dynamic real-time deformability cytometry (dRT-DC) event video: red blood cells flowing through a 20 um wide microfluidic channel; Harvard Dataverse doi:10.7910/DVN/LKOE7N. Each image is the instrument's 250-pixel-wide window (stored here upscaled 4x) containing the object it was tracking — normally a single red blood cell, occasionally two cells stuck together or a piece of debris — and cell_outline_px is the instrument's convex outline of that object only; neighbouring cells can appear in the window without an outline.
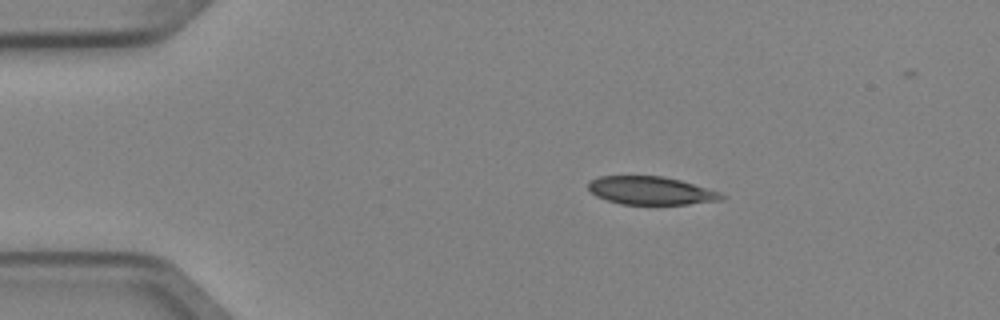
{"species": "Egyptian fruit bat (a non-hibernating species)", "species_latin": "Rousettus aegyptiacus", "temperature_condition": "cold", "stored_images_in_passage": 3, "camera_frame_rate_fps": 3000, "um_per_image_px": 0.085, "animal": {"sex": "female"}, "frame": {"image": 1, "passage_image": 1, "time_ms": 0.0, "image_size_px": [1000, 320], "cell_outline_px": [[728, 196], [724, 200], [688, 204], [620, 204], [596, 196], [588, 188], [588, 180], [600, 176], [664, 176], [680, 180], [720, 192]], "centroid_in_image_um": [55.35, 16.2], "position_along_channel_um": 29.7, "area_um2": 21.91}}
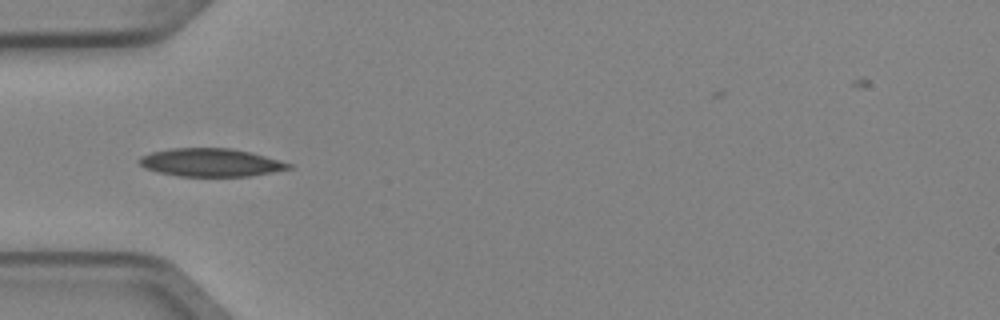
{"frame": {"image": 2, "passage_image": 3, "time_ms": 0.667, "image_size_px": [1000, 320], "cell_outline_px": [[292, 168], [272, 172], [248, 176], [176, 176], [156, 172], [144, 168], [140, 164], [140, 156], [152, 152], [172, 148], [232, 148], [252, 152], [292, 164]], "centroid_in_image_um": [17.9, 13.81], "position_along_channel_um": 67.1, "area_um2": 24.45}}